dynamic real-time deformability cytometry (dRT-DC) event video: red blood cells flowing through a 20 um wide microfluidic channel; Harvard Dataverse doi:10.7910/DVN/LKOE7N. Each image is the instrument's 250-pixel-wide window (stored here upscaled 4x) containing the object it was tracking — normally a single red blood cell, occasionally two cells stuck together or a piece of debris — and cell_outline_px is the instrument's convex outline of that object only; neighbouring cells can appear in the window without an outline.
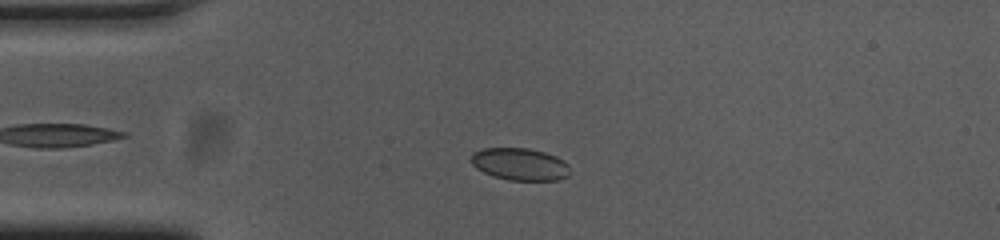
{"species": "common noctule bat (a hibernating species)", "species_latin": "Nyctalus noctula", "temperature_condition": "cold", "stored_images_in_passage": 52, "camera_frame_rate_fps": 3000, "um_per_image_px": 0.085, "animal": {"sex": "female", "body_mass_g": 23.0, "forearm_length_mm": 53.4}, "frame": {"image": 1, "passage_image": 10, "time_ms": 3.0, "image_size_px": [1000, 240], "cell_outline_px": [[568, 176], [560, 180], [508, 180], [492, 176], [476, 168], [472, 164], [472, 152], [484, 148], [528, 148], [544, 152], [556, 156], [564, 160], [568, 164]], "centroid_in_image_um": [44.19, 13.95], "position_along_channel_um": 40.8, "area_um2": 18.61}}
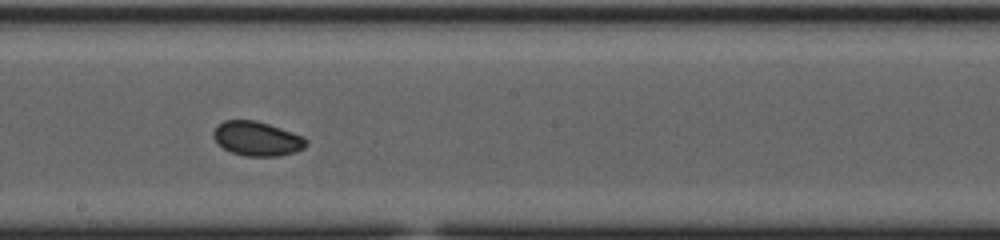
{"frame": {"image": 2, "passage_image": 27, "time_ms": 8.667, "image_size_px": [1000, 240], "cell_outline_px": [[308, 144], [304, 148], [296, 152], [280, 156], [244, 156], [232, 152], [224, 148], [212, 136], [212, 132], [224, 120], [256, 120], [304, 136], [308, 140]], "centroid_in_image_um": [21.89, 11.79], "position_along_channel_um": 226.3, "area_um2": 18.55}}
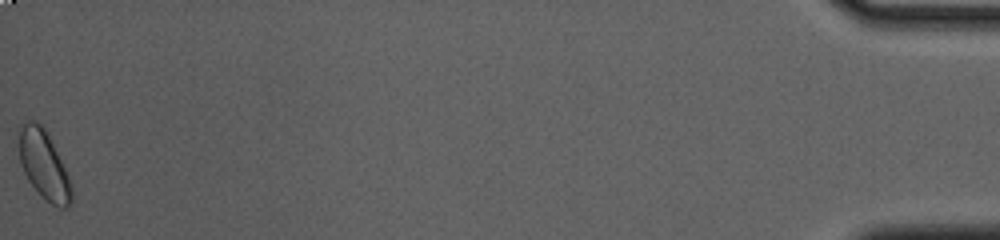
{"frame": {"image": 3, "passage_image": 52, "time_ms": 17.0, "image_size_px": [1000, 240], "cell_outline_px": [[72, 204], [68, 208], [60, 208], [52, 204], [28, 180], [20, 164], [20, 128], [28, 120], [32, 120], [40, 124], [44, 128], [72, 184]], "centroid_in_image_um": [3.75, 14.06], "position_along_channel_um": 431.4, "area_um2": 20.23}, "authors_computed_cell_mechanics": {"area_um2": 18.6983, "velocity_mm_per_s": 3.6998, "shape_relaxation_time_tau1_ms": 1.3165, "shape_relaxation_time_tau2_ms": null, "deformation_change_tau1": 0.0363, "deformation_change_tau2": null}}